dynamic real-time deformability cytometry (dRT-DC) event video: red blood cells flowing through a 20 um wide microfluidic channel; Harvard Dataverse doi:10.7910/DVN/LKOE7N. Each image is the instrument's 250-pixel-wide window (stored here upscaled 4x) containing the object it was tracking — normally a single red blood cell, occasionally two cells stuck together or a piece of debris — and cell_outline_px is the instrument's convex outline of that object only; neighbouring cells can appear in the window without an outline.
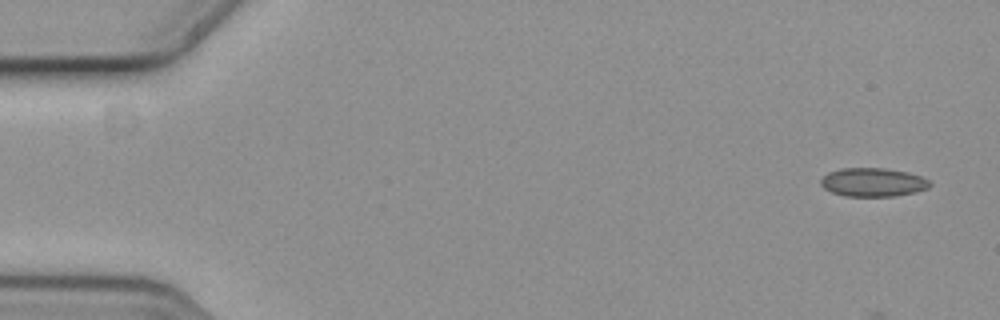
{"species": "common noctule bat (a hibernating species)", "species_latin": "Nyctalus noctula", "temperature_condition": "cold", "stored_images_in_passage": 5, "camera_frame_rate_fps": 3000, "um_per_image_px": 0.085, "animal": {"sex": "female", "body_mass_g": 19.3, "forearm_length_mm": 54.1}, "frame": {"image": 1, "passage_image": 1, "time_ms": 0.0, "image_size_px": [1000, 320], "cell_outline_px": [[932, 184], [928, 188], [912, 192], [892, 196], [848, 196], [832, 192], [824, 188], [820, 184], [820, 180], [828, 172], [840, 168], [884, 168], [908, 172], [920, 176], [928, 180]], "centroid_in_image_um": [74.18, 15.48], "position_along_channel_um": 10.8, "area_um2": 18.03}}
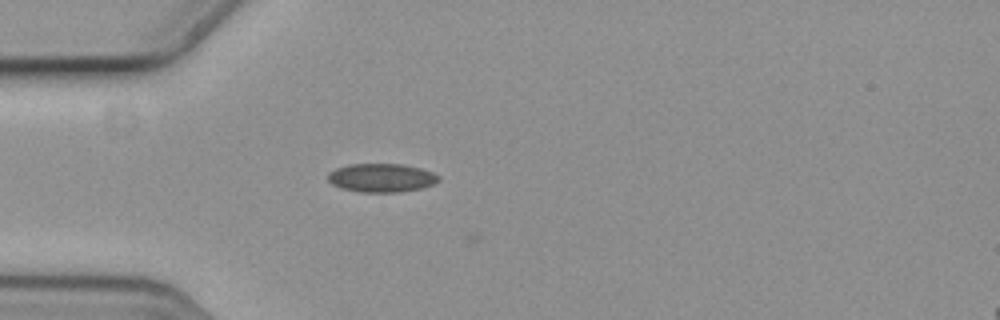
{"frame": {"image": 2, "passage_image": 5, "time_ms": 1.333, "image_size_px": [1000, 320], "cell_outline_px": [[440, 180], [424, 188], [400, 192], [360, 192], [344, 188], [332, 184], [328, 180], [328, 172], [336, 168], [348, 164], [400, 164], [420, 168], [432, 172], [440, 176]], "centroid_in_image_um": [32.44, 15.11], "position_along_channel_um": 52.6, "area_um2": 18.44}}